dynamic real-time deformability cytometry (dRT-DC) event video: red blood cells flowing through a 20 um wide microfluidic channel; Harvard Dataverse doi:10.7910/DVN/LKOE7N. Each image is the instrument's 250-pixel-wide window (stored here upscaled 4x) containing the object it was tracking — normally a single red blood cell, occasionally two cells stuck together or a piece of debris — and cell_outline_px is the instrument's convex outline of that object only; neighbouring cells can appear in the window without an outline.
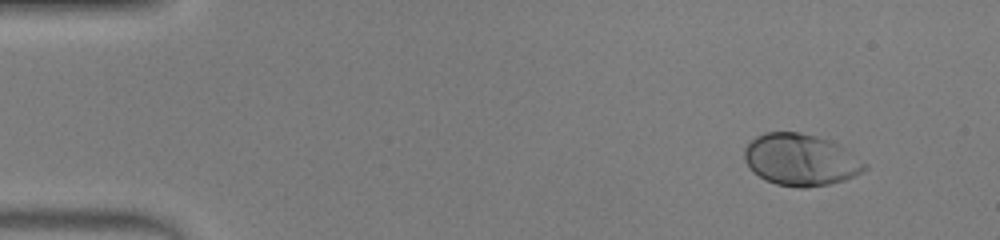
{"species": "human", "species_latin": "Homo sapiens", "temperature_condition": "warm", "stored_images_in_passage": 44, "camera_frame_rate_fps": 3000, "um_per_image_px": 0.085, "donor": {"sex": "male"}, "frame": {"image": 1, "passage_image": 1, "time_ms": 0.0, "image_size_px": [1000, 240], "cell_outline_px": [[868, 168], [844, 180], [828, 184], [804, 188], [800, 188], [776, 184], [764, 180], [752, 172], [744, 160], [744, 148], [756, 136], [764, 132], [800, 132], [816, 136], [828, 140], [844, 148], [868, 164]], "centroid_in_image_um": [68.01, 13.59], "position_along_channel_um": 17.0, "area_um2": 36.24}}
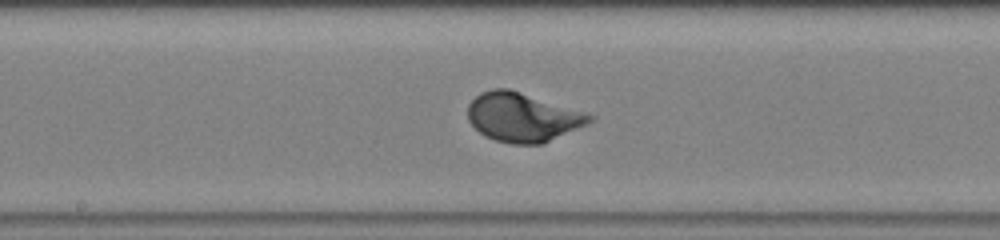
{"frame": {"image": 2, "passage_image": 22, "time_ms": 7.0, "image_size_px": [1000, 240], "cell_outline_px": [[596, 116], [588, 124], [544, 144], [512, 144], [496, 140], [484, 136], [468, 120], [468, 104], [480, 92], [492, 88], [508, 88], [584, 112]], "centroid_in_image_um": [44.42, 9.97], "position_along_channel_um": 203.8, "area_um2": 34.74}}
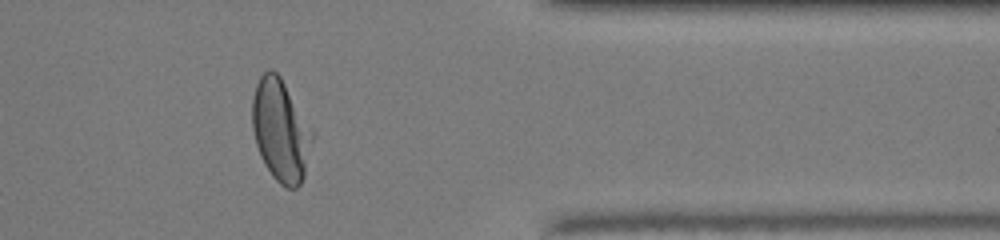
{"frame": {"image": 3, "passage_image": 36, "time_ms": 11.667, "image_size_px": [1000, 240], "cell_outline_px": [[312, 140], [304, 176], [300, 184], [296, 188], [288, 188], [280, 184], [272, 176], [264, 164], [260, 156], [256, 144], [252, 128], [252, 96], [256, 84], [260, 76], [268, 68], [272, 68], [280, 76], [312, 132]], "centroid_in_image_um": [23.81, 11.09], "position_along_channel_um": 387.6, "area_um2": 35.2}}